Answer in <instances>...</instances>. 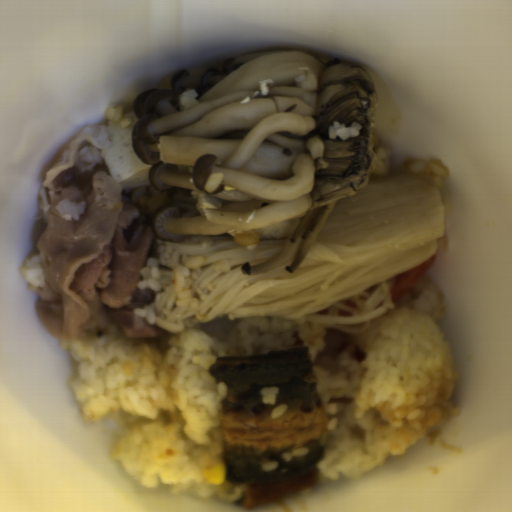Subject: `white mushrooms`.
<instances>
[{
	"label": "white mushrooms",
	"mask_w": 512,
	"mask_h": 512,
	"mask_svg": "<svg viewBox=\"0 0 512 512\" xmlns=\"http://www.w3.org/2000/svg\"><path fill=\"white\" fill-rule=\"evenodd\" d=\"M180 70L170 89L137 97L131 145L149 183L131 199L156 237L257 231L301 218L276 258L240 267L292 273L339 199L367 185L377 105L375 87L357 66L321 62L300 50L244 54L201 77ZM197 92L181 111L179 98ZM338 121L360 135L330 138Z\"/></svg>",
	"instance_id": "1e6be865"
}]
</instances>
